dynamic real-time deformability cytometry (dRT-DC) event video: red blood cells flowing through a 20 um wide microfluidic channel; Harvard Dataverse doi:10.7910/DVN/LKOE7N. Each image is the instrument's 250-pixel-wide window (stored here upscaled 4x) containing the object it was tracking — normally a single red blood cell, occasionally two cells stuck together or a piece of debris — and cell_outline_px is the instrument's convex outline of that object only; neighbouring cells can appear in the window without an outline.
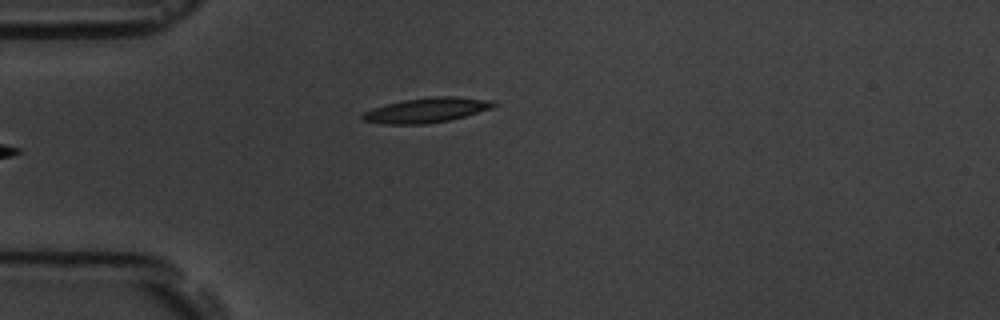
{"species": "common noctule bat (a hibernating species)", "species_latin": "Nyctalus noctula", "temperature_condition": "room temperature", "stored_images_in_passage": 5, "camera_frame_rate_fps": 3000, "um_per_image_px": 0.085, "animal": {"sex": "male", "body_mass_g": 19.5, "forearm_length_mm": 54.6}, "frame": {"image": 1, "passage_image": 5, "time_ms": 4.667, "image_size_px": [1000, 320], "cell_outline_px": [[496, 104], [492, 108], [464, 116], [448, 120], [424, 124], [384, 124], [364, 120], [360, 116], [364, 112], [372, 108], [404, 100], [436, 96], [456, 96], [496, 100]], "centroid_in_image_um": [36.29, 9.35], "position_along_channel_um": 48.7, "area_um2": 18.84}}